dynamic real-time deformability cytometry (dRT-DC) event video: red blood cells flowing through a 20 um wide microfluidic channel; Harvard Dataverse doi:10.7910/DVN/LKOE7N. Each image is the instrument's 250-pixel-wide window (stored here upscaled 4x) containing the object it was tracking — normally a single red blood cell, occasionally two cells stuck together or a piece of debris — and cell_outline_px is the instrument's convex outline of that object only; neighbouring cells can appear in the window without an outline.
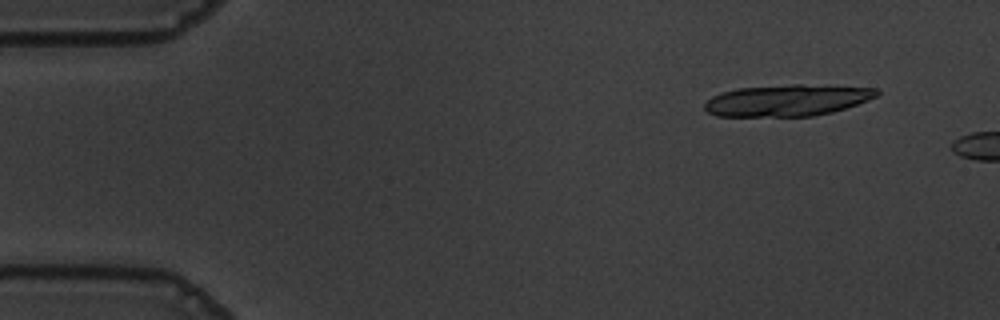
{"species": "common noctule bat (a hibernating species)", "species_latin": "Nyctalus noctula", "temperature_condition": "warm", "stored_images_in_passage": 11, "camera_frame_rate_fps": 3000, "um_per_image_px": 0.085, "animal": {"sex": "male", "body_mass_g": 19.5, "forearm_length_mm": 54.6}, "frame": {"image": 1, "passage_image": 4, "time_ms": 1.0, "image_size_px": [1000, 320], "cell_outline_px": [[880, 92], [876, 96], [868, 100], [832, 112], [812, 116], [716, 116], [708, 112], [704, 108], [704, 104], [712, 96], [720, 92], [736, 88], [792, 84], [800, 84], [876, 88]], "centroid_in_image_um": [66.87, 8.52], "position_along_channel_um": 18.1, "area_um2": 31.56}}